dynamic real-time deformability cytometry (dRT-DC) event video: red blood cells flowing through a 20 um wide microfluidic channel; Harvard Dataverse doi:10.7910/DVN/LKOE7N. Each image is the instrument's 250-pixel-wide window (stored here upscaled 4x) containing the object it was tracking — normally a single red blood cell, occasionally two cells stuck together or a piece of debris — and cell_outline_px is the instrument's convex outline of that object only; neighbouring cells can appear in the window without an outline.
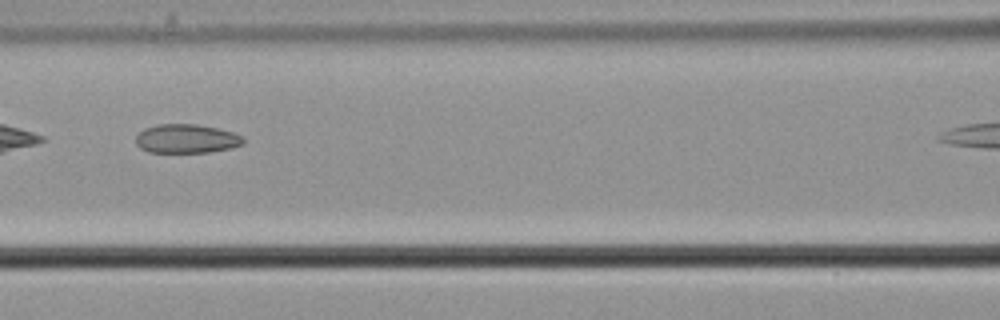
{"species": "common noctule bat (a hibernating species)", "species_latin": "Nyctalus noctula", "temperature_condition": "cold", "stored_images_in_passage": 14, "camera_frame_rate_fps": 3000, "um_per_image_px": 0.085, "animal": {"sex": "male", "body_mass_g": 21.5, "forearm_length_mm": 52.0}, "frame": {"image": 1, "passage_image": 7, "time_ms": 2.0, "image_size_px": [1000, 320], "cell_outline_px": [[244, 144], [228, 148], [208, 152], [148, 152], [140, 148], [136, 144], [136, 136], [144, 128], [160, 124], [196, 124], [216, 128], [232, 132], [244, 136]], "centroid_in_image_um": [15.84, 11.79], "position_along_channel_um": 150.8, "area_um2": 18.03}}
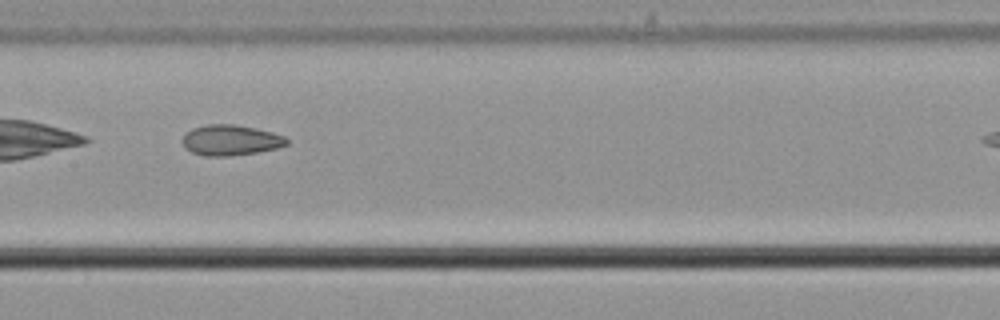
{"frame": {"image": 2, "passage_image": 10, "time_ms": 3.0, "image_size_px": [1000, 320], "cell_outline_px": [[288, 144], [276, 148], [256, 152], [228, 156], [204, 156], [192, 152], [184, 148], [180, 140], [184, 132], [192, 128], [208, 124], [236, 124], [256, 128], [272, 132], [284, 136], [288, 140]], "centroid_in_image_um": [19.54, 11.9], "position_along_channel_um": 187.9, "area_um2": 18.79}}